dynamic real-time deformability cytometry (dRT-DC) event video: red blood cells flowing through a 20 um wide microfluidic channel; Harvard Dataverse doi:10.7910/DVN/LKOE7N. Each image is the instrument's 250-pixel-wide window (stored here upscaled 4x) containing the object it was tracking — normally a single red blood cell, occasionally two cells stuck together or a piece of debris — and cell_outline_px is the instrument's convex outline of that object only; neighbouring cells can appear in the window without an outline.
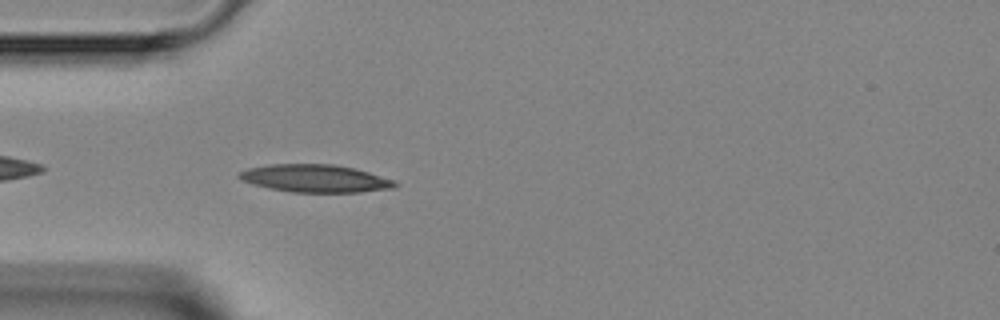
{"species": "Egyptian fruit bat (a non-hibernating species)", "species_latin": "Rousettus aegyptiacus", "temperature_condition": "room temperature", "stored_images_in_passage": 4, "camera_frame_rate_fps": 3000, "um_per_image_px": 0.085, "animal": {"sex": "female"}, "frame": {"image": 1, "passage_image": 4, "time_ms": 3.667, "image_size_px": [1000, 320], "cell_outline_px": [[400, 184], [396, 188], [360, 192], [292, 192], [268, 188], [252, 184], [240, 180], [236, 176], [240, 172], [248, 168], [272, 164], [336, 164], [368, 172], [396, 180]], "centroid_in_image_um": [26.81, 15.17], "position_along_channel_um": 58.2, "area_um2": 25.32}}